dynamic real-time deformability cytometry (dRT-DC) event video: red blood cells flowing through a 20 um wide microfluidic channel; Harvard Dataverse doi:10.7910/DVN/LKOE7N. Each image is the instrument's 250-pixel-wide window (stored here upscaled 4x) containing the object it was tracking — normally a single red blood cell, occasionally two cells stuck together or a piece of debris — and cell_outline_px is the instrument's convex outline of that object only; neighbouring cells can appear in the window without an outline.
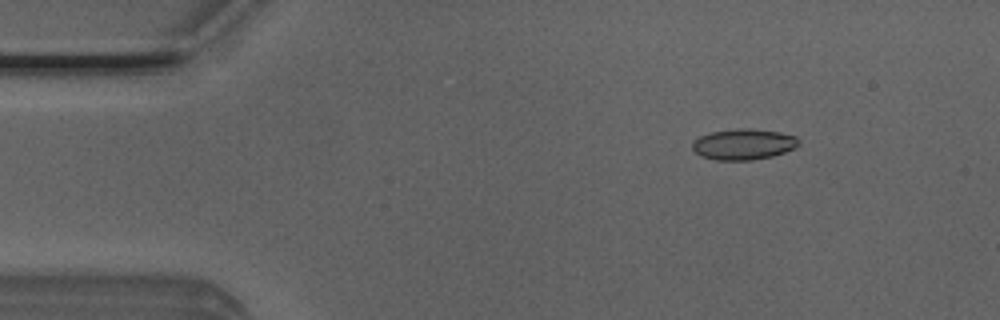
{"species": "Egyptian fruit bat (a non-hibernating species)", "species_latin": "Rousettus aegyptiacus", "temperature_condition": "room temperature", "stored_images_in_passage": 45, "camera_frame_rate_fps": 3000, "um_per_image_px": 0.085, "animal": {"sex": "male"}, "frame": {"image": 1, "passage_image": 1, "time_ms": 0.0, "image_size_px": [1000, 320], "cell_outline_px": [[800, 144], [796, 148], [772, 156], [752, 160], [716, 160], [700, 156], [692, 148], [692, 144], [700, 136], [712, 132], [736, 128], [744, 128], [780, 132], [796, 136], [800, 140]], "centroid_in_image_um": [63.23, 12.26], "position_along_channel_um": 21.8, "area_um2": 19.13}}
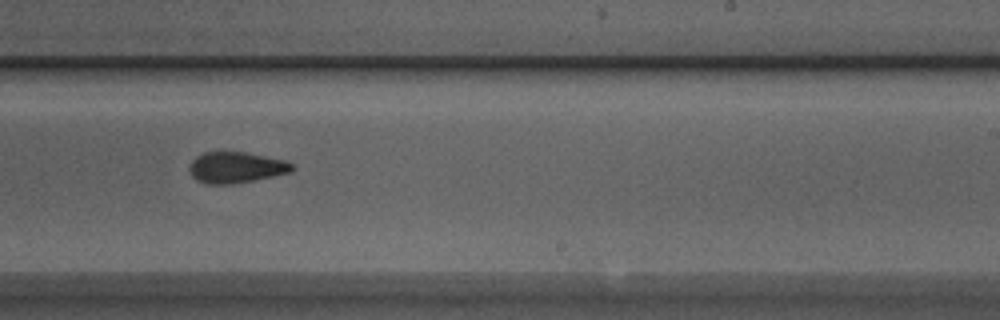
{"frame": {"image": 2, "passage_image": 25, "time_ms": 8.0, "image_size_px": [1000, 320], "cell_outline_px": [[296, 168], [292, 172], [232, 184], [208, 184], [196, 180], [192, 176], [188, 168], [192, 160], [196, 156], [204, 152], [244, 152], [284, 160], [292, 164]], "centroid_in_image_um": [20.04, 14.23], "position_along_channel_um": 269.0, "area_um2": 18.5}}
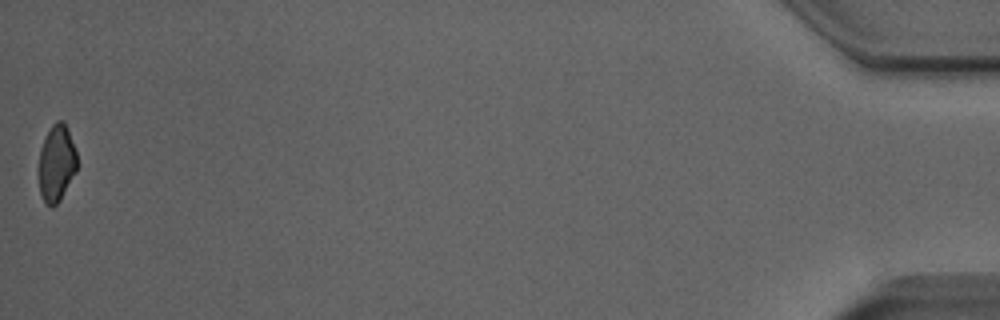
{"frame": {"image": 3, "passage_image": 45, "time_ms": 14.667, "image_size_px": [1000, 320], "cell_outline_px": [[76, 172], [60, 200], [52, 208], [44, 200], [40, 192], [40, 148], [52, 124], [56, 120], [64, 120], [68, 128], [76, 152]], "centroid_in_image_um": [4.83, 13.84], "position_along_channel_um": 430.4, "area_um2": 16.82}, "authors_computed_cell_mechanics": {"area_um2": 19.074, "velocity_mm_per_s": 4.0026, "shape_relaxation_time_tau1_ms": 3.8271, "shape_relaxation_time_tau2_ms": 1.2545, "deformation_change_tau1": 0.0973, "deformation_change_tau2": 0.0692}}